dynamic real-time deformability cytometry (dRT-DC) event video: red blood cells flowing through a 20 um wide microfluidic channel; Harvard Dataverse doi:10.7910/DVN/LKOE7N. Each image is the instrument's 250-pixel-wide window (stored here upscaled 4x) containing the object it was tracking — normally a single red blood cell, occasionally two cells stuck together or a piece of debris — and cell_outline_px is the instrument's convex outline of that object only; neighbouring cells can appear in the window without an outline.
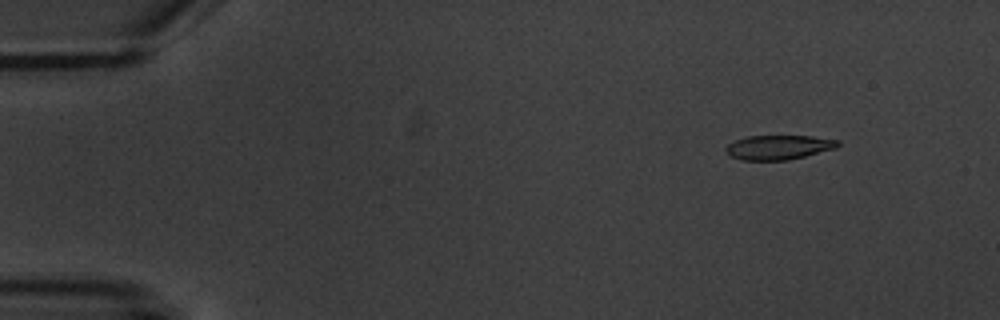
{"species": "common noctule bat (a hibernating species)", "species_latin": "Nyctalus noctula", "temperature_condition": "warm", "stored_images_in_passage": 11, "camera_frame_rate_fps": 3000, "um_per_image_px": 0.085, "animal": {"sex": "male", "body_mass_g": 20.1, "forearm_length_mm": 53.5}, "frame": {"image": 1, "passage_image": 1, "time_ms": 0.0, "image_size_px": [1000, 320], "cell_outline_px": [[840, 144], [836, 148], [788, 160], [740, 160], [732, 156], [724, 148], [728, 144], [736, 140], [748, 136], [812, 136], [840, 140]], "centroid_in_image_um": [66.2, 12.51], "position_along_channel_um": 18.8, "area_um2": 15.84}}
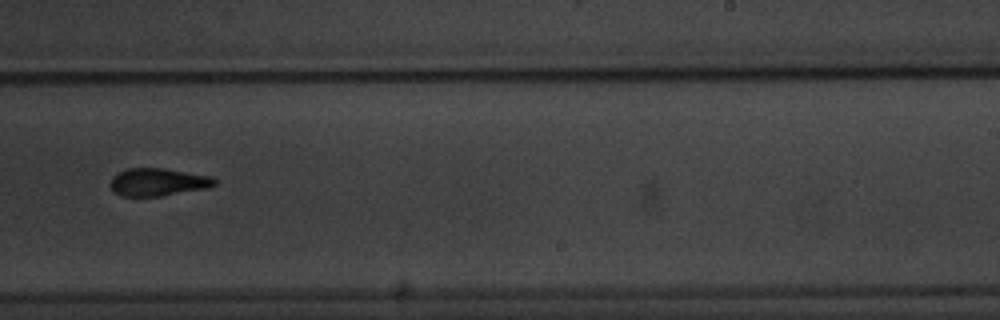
{"frame": {"image": 2, "passage_image": 8, "time_ms": 10.0, "image_size_px": [1000, 320], "cell_outline_px": [[216, 184], [208, 188], [160, 196], [120, 196], [108, 184], [112, 176], [116, 172], [128, 168], [164, 168], [212, 176], [216, 180]], "centroid_in_image_um": [13.4, 15.46], "position_along_channel_um": 275.6, "area_um2": 16.99}}
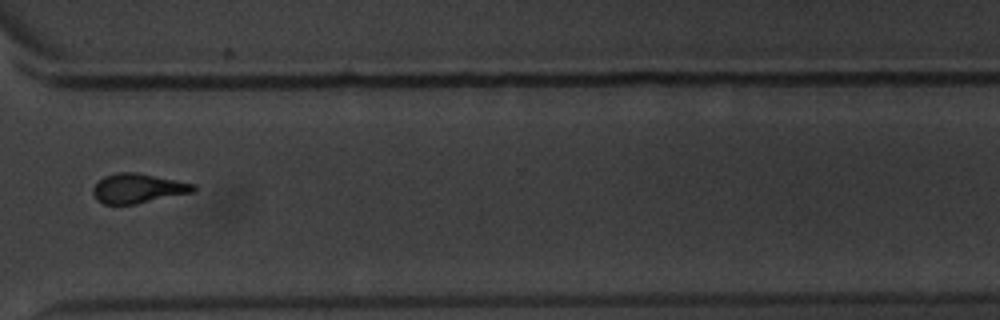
{"frame": {"image": 3, "passage_image": 10, "time_ms": 12.333, "image_size_px": [1000, 320], "cell_outline_px": [[196, 192], [136, 204], [104, 204], [96, 200], [92, 192], [92, 188], [104, 176], [116, 172], [136, 172], [196, 184]], "centroid_in_image_um": [11.74, 16.01], "position_along_channel_um": 358.9, "area_um2": 17.46}, "authors_computed_cell_mechanics": {"area_um2": 16.9932, "velocity_mm_per_s": 3.5684, "shape_relaxation_time_tau1_ms": 3.8808, "shape_relaxation_time_tau2_ms": 4.0872, "deformation_change_tau1": 0.1337, "deformation_change_tau2": 0.1084}}